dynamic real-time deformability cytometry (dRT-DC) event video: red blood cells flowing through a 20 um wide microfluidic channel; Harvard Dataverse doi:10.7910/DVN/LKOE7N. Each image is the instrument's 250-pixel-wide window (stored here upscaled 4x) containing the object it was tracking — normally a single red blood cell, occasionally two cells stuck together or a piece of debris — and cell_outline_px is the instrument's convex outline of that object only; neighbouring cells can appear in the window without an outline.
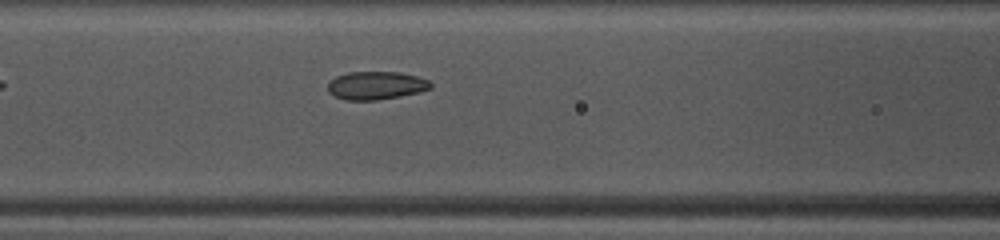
{"species": "common noctule bat (a hibernating species)", "species_latin": "Nyctalus noctula", "temperature_condition": "warm", "stored_images_in_passage": 36, "camera_frame_rate_fps": 3000, "um_per_image_px": 0.085, "animal": {"sex": "female", "body_mass_g": 10.0, "forearm_length_mm": 53.1}, "frame": {"image": 1, "passage_image": 9, "time_ms": 2.667, "image_size_px": [1000, 240], "cell_outline_px": [[432, 88], [420, 92], [400, 96], [376, 100], [344, 100], [332, 96], [328, 92], [328, 84], [336, 76], [348, 72], [400, 72], [416, 76], [428, 80], [432, 84]], "centroid_in_image_um": [31.95, 7.27], "position_along_channel_um": 134.6, "area_um2": 16.94}}
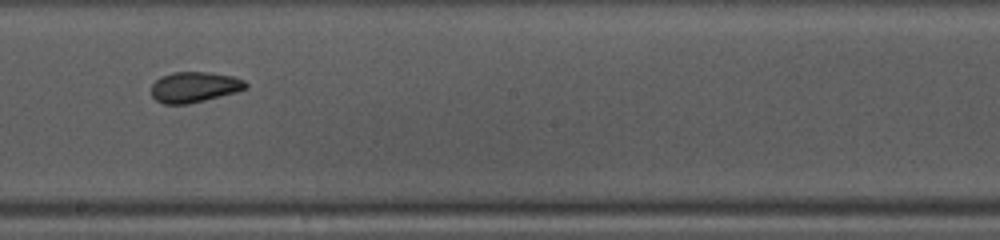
{"frame": {"image": 2, "passage_image": 16, "time_ms": 5.0, "image_size_px": [1000, 240], "cell_outline_px": [[248, 88], [236, 92], [188, 104], [164, 104], [156, 100], [152, 96], [152, 84], [160, 76], [172, 72], [212, 72], [232, 76], [244, 80], [248, 84]], "centroid_in_image_um": [16.53, 7.39], "position_along_channel_um": 231.7, "area_um2": 16.88}}
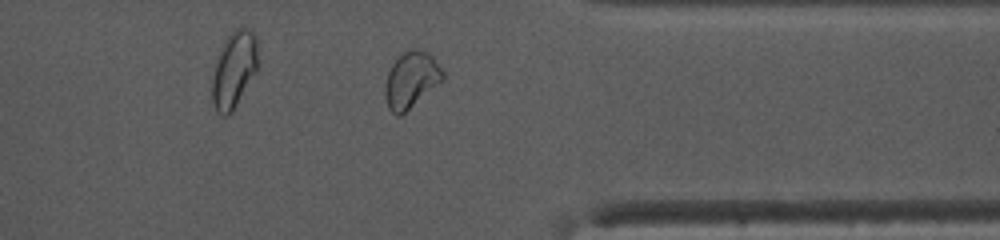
{"frame": {"image": 3, "passage_image": 27, "time_ms": 8.667, "image_size_px": [1000, 240], "cell_outline_px": [[444, 80], [400, 116], [396, 116], [388, 108], [384, 96], [384, 88], [388, 72], [392, 64], [404, 52], [416, 48], [428, 52], [432, 56], [444, 72]], "centroid_in_image_um": [34.95, 6.8], "position_along_channel_um": 376.5, "area_um2": 18.84}, "authors_computed_cell_mechanics": {"area_um2": 17.1666, "velocity_mm_per_s": 4.1585, "shape_relaxation_time_tau1_ms": 7.1424, "shape_relaxation_time_tau2_ms": 1.4497, "deformation_change_tau1": 0.1646, "deformation_change_tau2": 0.0606}}